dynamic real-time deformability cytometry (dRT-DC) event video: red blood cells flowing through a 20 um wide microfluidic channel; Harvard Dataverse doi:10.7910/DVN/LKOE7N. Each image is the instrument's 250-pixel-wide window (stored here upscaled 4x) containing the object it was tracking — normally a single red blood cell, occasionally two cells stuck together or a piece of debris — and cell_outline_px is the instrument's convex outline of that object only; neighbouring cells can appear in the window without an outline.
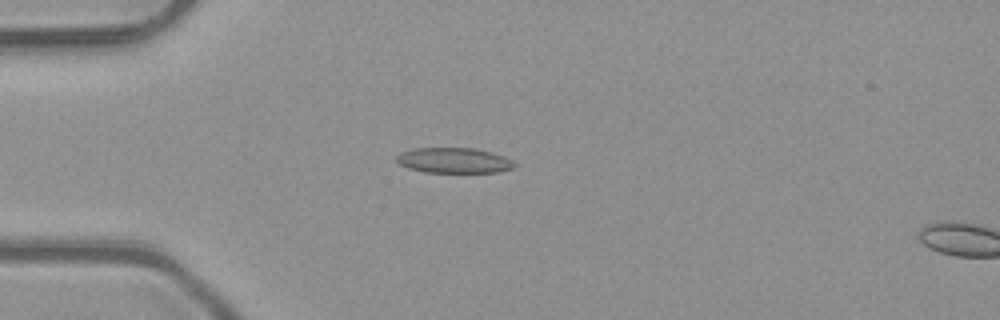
{"species": "common noctule bat (a hibernating species)", "species_latin": "Nyctalus noctula", "temperature_condition": "room temperature", "stored_images_in_passage": 17, "camera_frame_rate_fps": 3000, "um_per_image_px": 0.085, "animal": {"sex": "male", "body_mass_g": 23.1, "forearm_length_mm": 52.7}, "frame": {"image": 1, "passage_image": 15, "time_ms": 4.667, "image_size_px": [1000, 320], "cell_outline_px": [[516, 168], [500, 172], [424, 172], [408, 168], [400, 164], [396, 160], [396, 156], [400, 152], [412, 148], [476, 148], [492, 152], [504, 156], [512, 160], [516, 164]], "centroid_in_image_um": [38.61, 13.63], "position_along_channel_um": 46.4, "area_um2": 17.63}}